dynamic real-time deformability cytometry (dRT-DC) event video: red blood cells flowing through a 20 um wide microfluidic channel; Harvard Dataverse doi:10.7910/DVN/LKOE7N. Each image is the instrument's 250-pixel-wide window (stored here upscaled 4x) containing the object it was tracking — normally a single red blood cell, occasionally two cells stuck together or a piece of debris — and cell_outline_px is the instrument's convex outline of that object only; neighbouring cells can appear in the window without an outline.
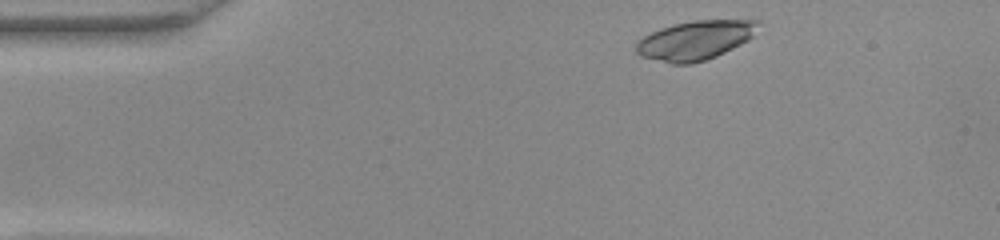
{"species": "common noctule bat (a hibernating species)", "species_latin": "Nyctalus noctula", "temperature_condition": "warm", "stored_images_in_passage": 46, "camera_frame_rate_fps": 3000, "um_per_image_px": 0.085, "animal": {"sex": "female", "body_mass_g": 22.0, "forearm_length_mm": 56.7}, "frame": {"image": 1, "passage_image": 2, "time_ms": 0.333, "image_size_px": [1000, 240], "cell_outline_px": [[760, 20], [752, 36], [748, 40], [716, 56], [692, 64], [672, 64], [640, 56], [636, 52], [636, 44], [644, 36], [660, 28], [692, 20]], "centroid_in_image_um": [59.07, 3.43], "position_along_channel_um": 25.9, "area_um2": 27.51}}
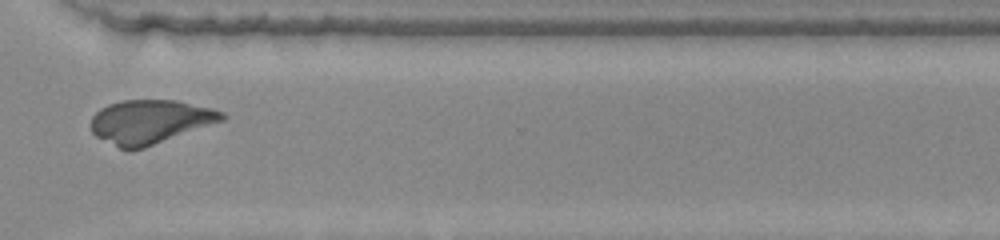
{"frame": {"image": 2, "passage_image": 33, "time_ms": 10.667, "image_size_px": [1000, 240], "cell_outline_px": [[228, 116], [224, 120], [144, 148], [120, 148], [96, 136], [92, 132], [88, 124], [92, 116], [100, 108], [108, 104], [120, 100], [176, 100], [212, 108], [224, 112]], "centroid_in_image_um": [12.74, 10.32], "position_along_channel_um": 357.9, "area_um2": 33.47}}
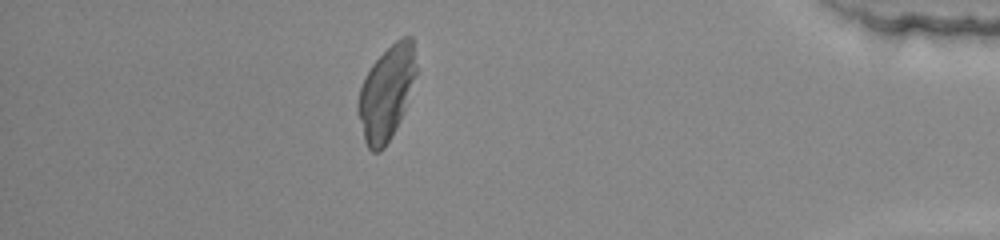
{"frame": {"image": 3, "passage_image": 40, "time_ms": 13.0, "image_size_px": [1000, 240], "cell_outline_px": [[416, 72], [396, 128], [384, 148], [380, 152], [372, 152], [368, 148], [364, 140], [356, 108], [356, 104], [360, 88], [372, 64], [400, 36], [412, 36], [416, 64]], "centroid_in_image_um": [32.81, 7.9], "position_along_channel_um": 402.4, "area_um2": 31.15}}